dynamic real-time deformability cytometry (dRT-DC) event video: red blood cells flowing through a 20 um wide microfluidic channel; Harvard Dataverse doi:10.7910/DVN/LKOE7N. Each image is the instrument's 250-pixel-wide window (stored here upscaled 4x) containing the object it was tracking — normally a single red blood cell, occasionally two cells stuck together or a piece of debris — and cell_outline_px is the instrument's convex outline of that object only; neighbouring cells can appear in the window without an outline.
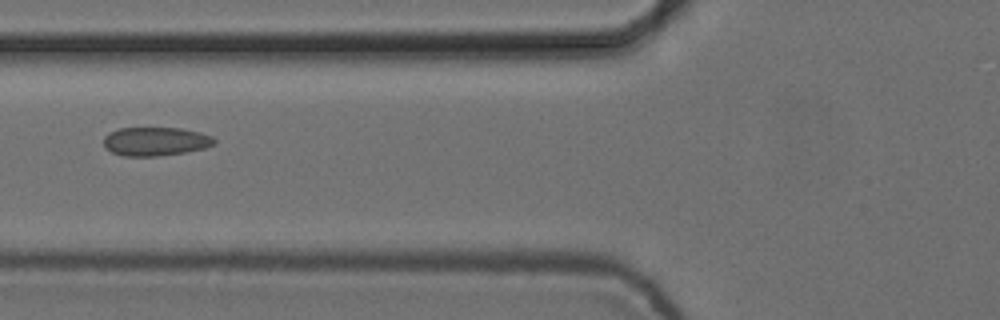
{"species": "common noctule bat (a hibernating species)", "species_latin": "Nyctalus noctula", "temperature_condition": "cold", "stored_images_in_passage": 2, "camera_frame_rate_fps": 3000, "um_per_image_px": 0.085, "animal": {"sex": "female", "body_mass_g": 24.6, "forearm_length_mm": 56.2}, "frame": {"image": 1, "passage_image": 2, "time_ms": 0.333, "image_size_px": [1000, 320], "cell_outline_px": [[216, 144], [204, 148], [184, 152], [156, 156], [124, 156], [112, 152], [104, 148], [104, 136], [108, 132], [120, 128], [180, 128], [200, 132], [212, 136], [216, 140]], "centroid_in_image_um": [13.21, 12.01], "position_along_channel_um": 112.6, "area_um2": 18.55}}